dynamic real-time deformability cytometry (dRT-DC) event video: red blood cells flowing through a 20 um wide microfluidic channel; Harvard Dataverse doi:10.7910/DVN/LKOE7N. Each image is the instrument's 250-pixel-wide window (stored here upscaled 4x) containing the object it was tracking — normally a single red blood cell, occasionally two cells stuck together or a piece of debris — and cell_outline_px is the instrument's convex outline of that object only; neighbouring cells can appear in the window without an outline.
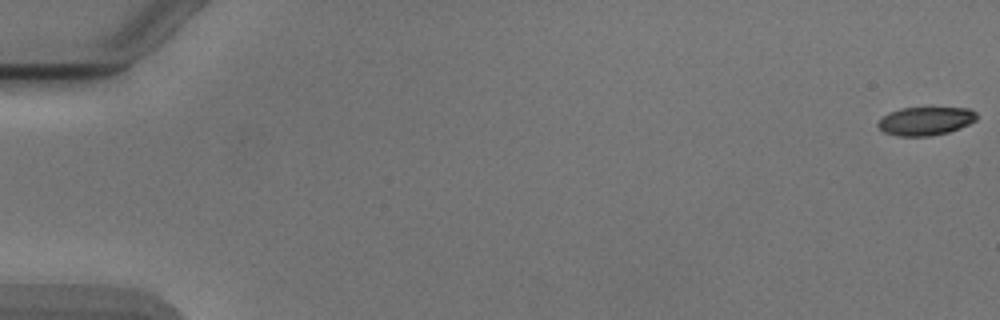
{"species": "Egyptian fruit bat (a non-hibernating species)", "species_latin": "Rousettus aegyptiacus", "temperature_condition": "cold", "stored_images_in_passage": 13, "camera_frame_rate_fps": 3000, "um_per_image_px": 0.085, "animal": {"sex": "male"}, "frame": {"image": 1, "passage_image": 1, "time_ms": 0.0, "image_size_px": [1000, 320], "cell_outline_px": [[976, 120], [960, 128], [948, 132], [932, 136], [896, 136], [884, 132], [876, 124], [884, 116], [900, 108], [968, 108], [976, 112]], "centroid_in_image_um": [78.68, 10.3], "position_along_channel_um": 6.3, "area_um2": 16.18}}